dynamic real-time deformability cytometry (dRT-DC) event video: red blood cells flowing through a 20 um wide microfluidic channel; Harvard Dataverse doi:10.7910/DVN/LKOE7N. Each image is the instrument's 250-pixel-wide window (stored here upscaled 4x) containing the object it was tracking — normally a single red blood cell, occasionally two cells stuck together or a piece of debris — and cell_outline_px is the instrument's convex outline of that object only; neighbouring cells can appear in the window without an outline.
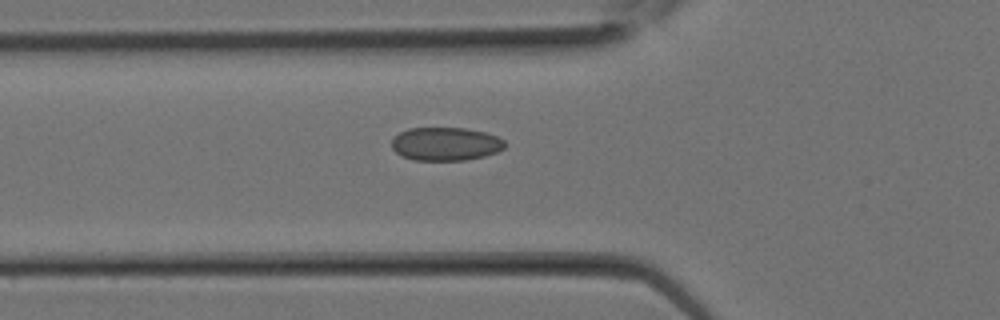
{"species": "Egyptian fruit bat (a non-hibernating species)", "species_latin": "Rousettus aegyptiacus", "temperature_condition": "room temperature", "stored_images_in_passage": 9, "camera_frame_rate_fps": 3000, "um_per_image_px": 0.085, "animal": {"sex": "female"}, "frame": {"image": 1, "passage_image": 7, "time_ms": 2.0, "image_size_px": [1000, 320], "cell_outline_px": [[504, 148], [496, 152], [484, 156], [464, 160], [412, 160], [400, 156], [392, 148], [392, 140], [400, 132], [408, 128], [464, 128], [484, 132], [496, 136], [504, 140]], "centroid_in_image_um": [37.85, 12.24], "position_along_channel_um": 88.0, "area_um2": 21.91}}
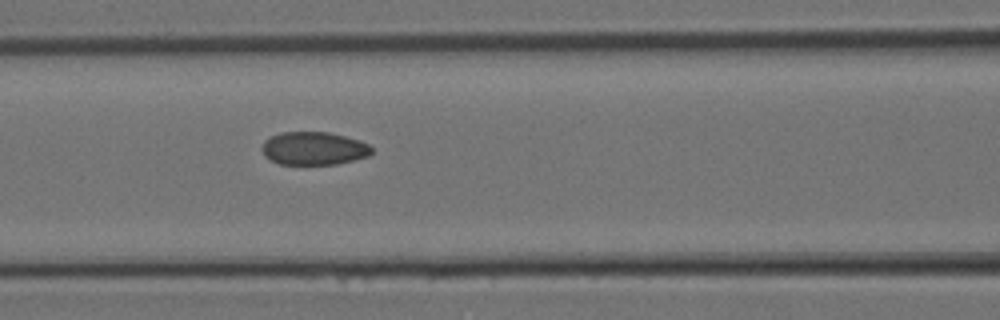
{"frame": {"image": 2, "passage_image": 9, "time_ms": 2.667, "image_size_px": [1000, 320], "cell_outline_px": [[372, 152], [368, 156], [336, 164], [280, 164], [264, 156], [260, 148], [264, 140], [268, 136], [280, 132], [328, 132], [360, 140], [368, 144], [372, 148]], "centroid_in_image_um": [26.62, 12.6], "position_along_channel_um": 140.0, "area_um2": 21.27}}